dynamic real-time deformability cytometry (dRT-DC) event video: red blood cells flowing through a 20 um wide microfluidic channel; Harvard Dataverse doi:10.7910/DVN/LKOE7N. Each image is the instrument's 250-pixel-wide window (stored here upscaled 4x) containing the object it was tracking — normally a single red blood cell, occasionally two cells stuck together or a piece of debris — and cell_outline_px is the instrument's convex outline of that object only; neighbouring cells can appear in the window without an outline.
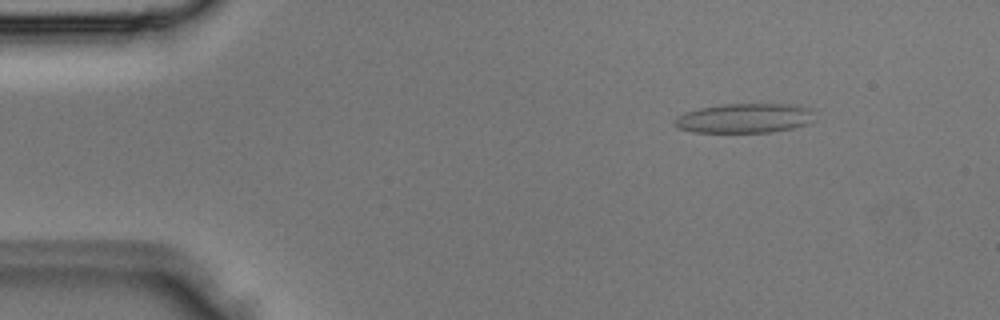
{"species": "Egyptian fruit bat (a non-hibernating species)", "species_latin": "Rousettus aegyptiacus", "temperature_condition": "room temperature", "stored_images_in_passage": 3, "camera_frame_rate_fps": 3000, "um_per_image_px": 0.085, "animal": {"sex": "male"}, "frame": {"image": 1, "passage_image": 1, "time_ms": 0.0, "image_size_px": [1000, 320], "cell_outline_px": [[816, 120], [808, 124], [792, 128], [772, 132], [692, 132], [676, 128], [672, 124], [672, 120], [676, 116], [684, 112], [700, 108], [724, 104], [796, 104], [808, 108]], "centroid_in_image_um": [63.24, 10.05], "position_along_channel_um": 21.8, "area_um2": 24.39}}
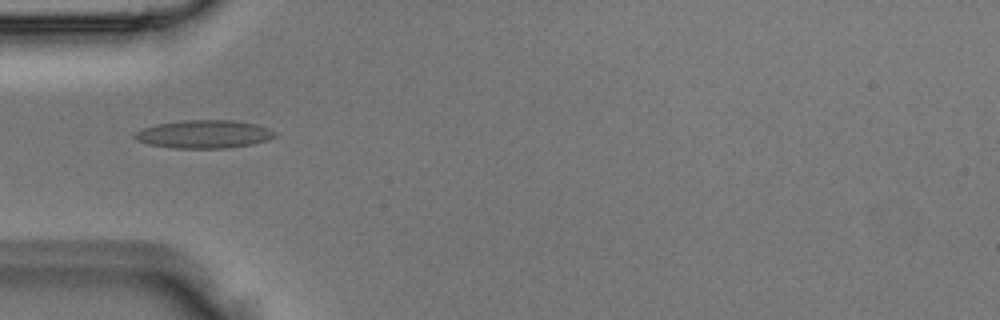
{"frame": {"image": 2, "passage_image": 3, "time_ms": 0.667, "image_size_px": [1000, 320], "cell_outline_px": [[276, 136], [268, 140], [252, 144], [228, 148], [176, 148], [148, 144], [136, 140], [132, 136], [136, 132], [144, 128], [156, 124], [184, 120], [232, 120], [256, 124], [268, 128], [276, 132]], "centroid_in_image_um": [17.35, 11.4], "position_along_channel_um": 67.6, "area_um2": 22.95}}